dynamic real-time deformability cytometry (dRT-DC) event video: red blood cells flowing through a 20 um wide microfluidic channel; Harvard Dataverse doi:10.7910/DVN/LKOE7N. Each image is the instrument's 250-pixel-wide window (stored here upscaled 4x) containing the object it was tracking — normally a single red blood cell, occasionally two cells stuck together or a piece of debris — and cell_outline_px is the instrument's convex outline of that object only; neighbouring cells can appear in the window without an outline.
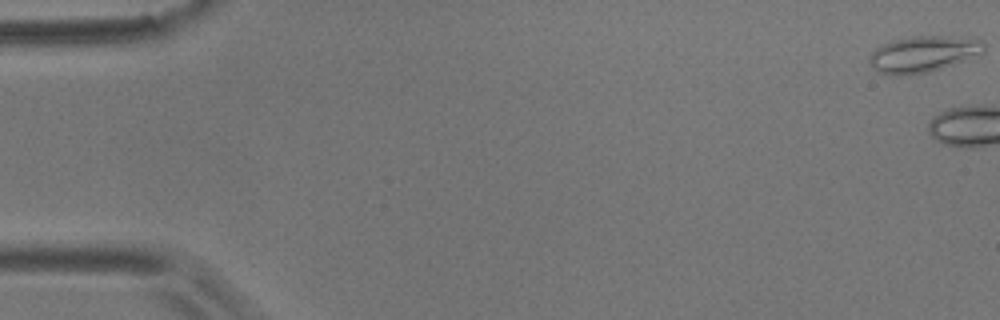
{"species": "common noctule bat (a hibernating species)", "species_latin": "Nyctalus noctula", "temperature_condition": "room temperature", "stored_images_in_passage": 4, "camera_frame_rate_fps": 3000, "um_per_image_px": 0.085, "animal": {"sex": "male", "body_mass_g": 17.9}, "frame": {"image": 1, "passage_image": 1, "time_ms": 0.0, "image_size_px": [1000, 320], "cell_outline_px": [[984, 48], [980, 52], [952, 64], [928, 72], [900, 76], [888, 76], [880, 72], [868, 60], [868, 56], [876, 48], [892, 40], [912, 36], [972, 36], [984, 40]], "centroid_in_image_um": [78.45, 4.57], "position_along_channel_um": 6.5, "area_um2": 24.04}}